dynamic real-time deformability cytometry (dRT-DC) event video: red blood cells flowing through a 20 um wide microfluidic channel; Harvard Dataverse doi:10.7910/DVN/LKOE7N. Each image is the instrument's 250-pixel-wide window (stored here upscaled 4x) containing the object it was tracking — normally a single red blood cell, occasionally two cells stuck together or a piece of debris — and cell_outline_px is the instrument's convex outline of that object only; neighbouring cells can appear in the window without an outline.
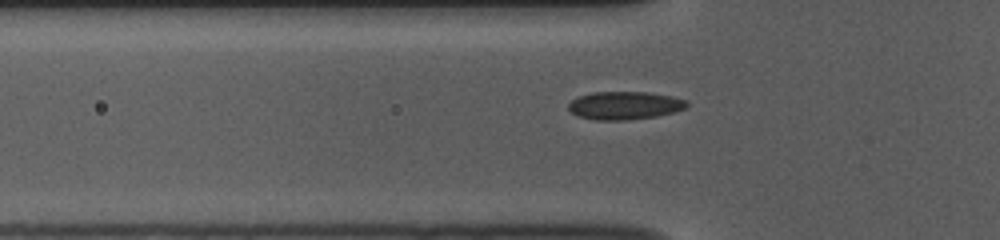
{"species": "common noctule bat (a hibernating species)", "species_latin": "Nyctalus noctula", "temperature_condition": "room temperature", "stored_images_in_passage": 33, "camera_frame_rate_fps": 3000, "um_per_image_px": 0.085, "animal": {"sex": "female", "body_mass_g": 10.0, "forearm_length_mm": 53.1}, "frame": {"image": 1, "passage_image": 3, "time_ms": 0.667, "image_size_px": [1000, 240], "cell_outline_px": [[688, 104], [684, 108], [672, 112], [656, 116], [624, 120], [596, 120], [580, 116], [572, 112], [568, 108], [568, 104], [572, 100], [580, 96], [592, 92], [648, 92], [672, 96], [688, 100]], "centroid_in_image_um": [53.1, 8.95], "position_along_channel_um": 72.7, "area_um2": 19.13}}
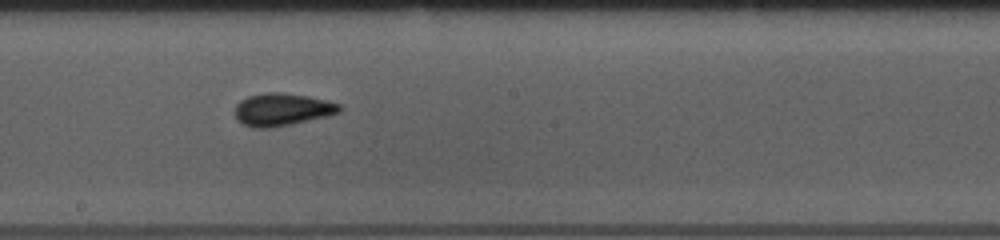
{"frame": {"image": 2, "passage_image": 15, "time_ms": 4.667, "image_size_px": [1000, 240], "cell_outline_px": [[344, 108], [340, 112], [328, 116], [272, 128], [252, 128], [236, 120], [236, 104], [240, 100], [248, 96], [268, 92], [280, 92], [308, 96], [340, 104]], "centroid_in_image_um": [23.98, 9.31], "position_along_channel_um": 224.2, "area_um2": 19.88}}
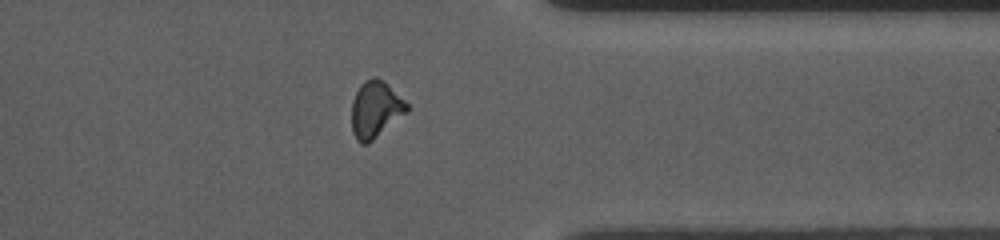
{"frame": {"image": 3, "passage_image": 28, "time_ms": 9.0, "image_size_px": [1000, 240], "cell_outline_px": [[408, 112], [368, 144], [360, 144], [356, 140], [352, 132], [352, 100], [360, 84], [364, 80], [372, 76], [376, 76], [384, 80], [408, 104]], "centroid_in_image_um": [31.91, 9.29], "position_along_channel_um": 379.5, "area_um2": 18.5}}